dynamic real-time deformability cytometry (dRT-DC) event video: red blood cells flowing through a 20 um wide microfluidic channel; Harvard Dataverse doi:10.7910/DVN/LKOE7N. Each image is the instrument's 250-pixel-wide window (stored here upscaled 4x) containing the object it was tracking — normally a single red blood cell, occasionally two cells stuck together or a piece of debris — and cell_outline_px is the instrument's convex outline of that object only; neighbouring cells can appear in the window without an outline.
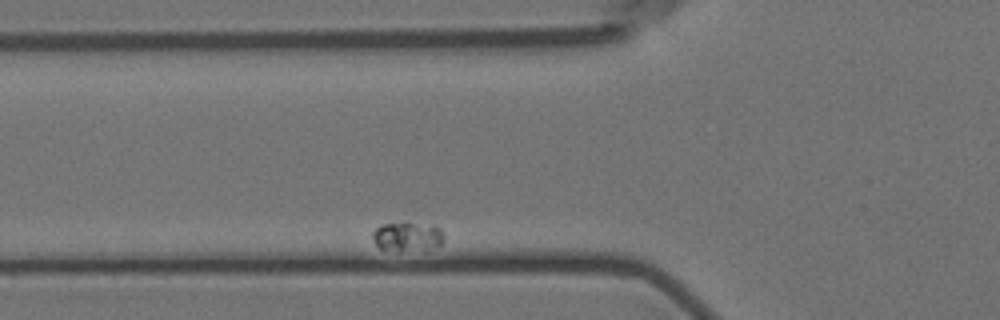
{"species": "Egyptian fruit bat (a non-hibernating species)", "species_latin": "Rousettus aegyptiacus", "temperature_condition": "room temperature", "stored_images_in_passage": 4, "camera_frame_rate_fps": 3000, "um_per_image_px": 0.085, "animal": {"sex": "female"}, "frame": {"image": 1, "passage_image": 2, "time_ms": 1.333, "image_size_px": [1000, 320], "cell_outline_px": [[444, 240], [440, 244], [424, 248], [380, 248], [376, 244], [372, 236], [372, 232], [376, 228], [384, 224], [404, 220], [432, 224], [440, 228], [444, 232]], "centroid_in_image_um": [34.66, 19.99], "position_along_channel_um": 91.1, "area_um2": 11.91}}
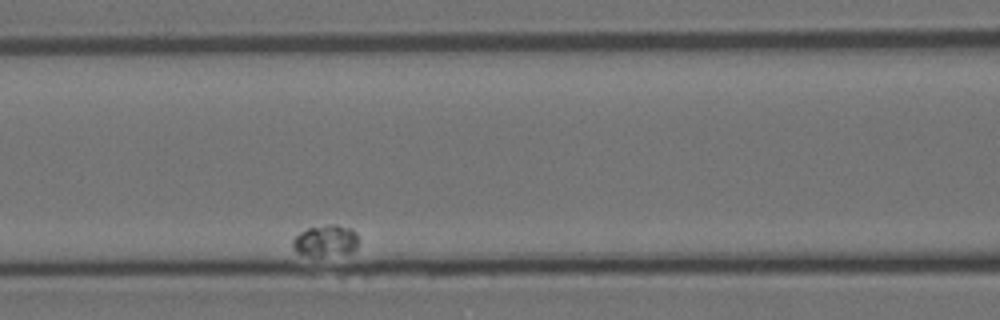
{"frame": {"image": 2, "passage_image": 4, "time_ms": 3.667, "image_size_px": [1000, 320], "cell_outline_px": [[360, 240], [356, 248], [352, 252], [320, 256], [308, 256], [296, 252], [292, 248], [292, 240], [300, 232], [308, 228], [324, 224], [336, 224], [352, 228], [356, 232]], "centroid_in_image_um": [27.7, 20.44], "position_along_channel_um": 138.9, "area_um2": 12.37}}